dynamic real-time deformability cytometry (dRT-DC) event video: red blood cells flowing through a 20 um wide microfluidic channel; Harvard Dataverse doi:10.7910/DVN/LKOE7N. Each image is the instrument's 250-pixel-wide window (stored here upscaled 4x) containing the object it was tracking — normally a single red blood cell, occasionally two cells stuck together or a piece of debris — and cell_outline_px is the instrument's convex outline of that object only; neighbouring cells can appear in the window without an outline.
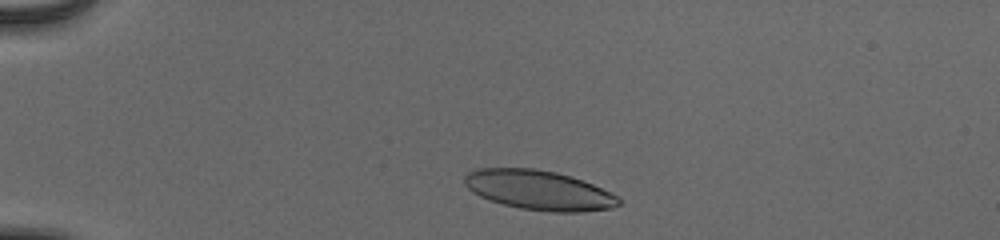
{"species": "human", "species_latin": "Homo sapiens", "temperature_condition": "cold", "stored_images_in_passage": 41, "camera_frame_rate_fps": 3000, "um_per_image_px": 0.085, "donor": {"sex": "male"}, "frame": {"image": 1, "passage_image": 4, "time_ms": 1.0, "image_size_px": [1000, 240], "cell_outline_px": [[620, 204], [612, 208], [584, 212], [552, 212], [520, 208], [504, 204], [480, 196], [472, 192], [464, 184], [464, 176], [468, 172], [476, 168], [532, 168], [556, 172], [572, 176], [592, 184], [616, 196], [620, 200]], "centroid_in_image_um": [45.78, 16.16], "position_along_channel_um": 39.2, "area_um2": 35.43}}
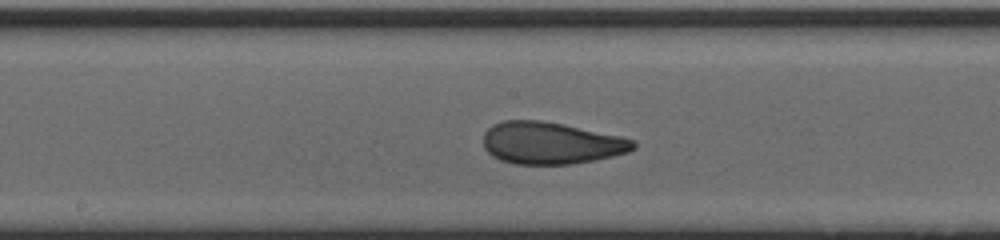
{"frame": {"image": 2, "passage_image": 21, "time_ms": 6.667, "image_size_px": [1000, 240], "cell_outline_px": [[636, 148], [628, 152], [596, 160], [572, 164], [516, 164], [500, 160], [492, 156], [484, 148], [484, 132], [492, 124], [504, 120], [540, 120], [564, 124], [620, 136], [632, 140], [636, 144]], "centroid_in_image_um": [46.81, 12.16], "position_along_channel_um": 201.4, "area_um2": 36.82}}
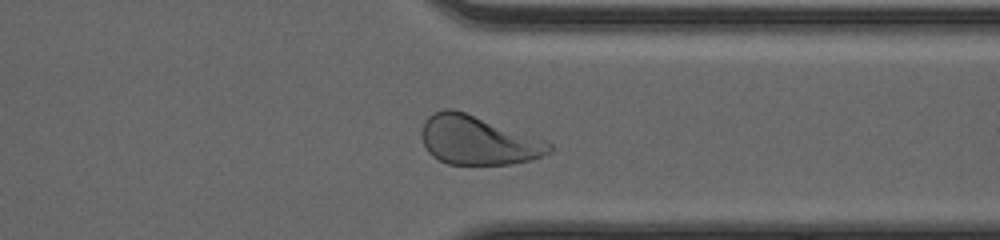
{"frame": {"image": 3, "passage_image": 34, "time_ms": 11.0, "image_size_px": [1000, 240], "cell_outline_px": [[556, 148], [552, 152], [532, 160], [512, 164], [448, 164], [432, 156], [428, 152], [420, 136], [420, 132], [424, 120], [432, 112], [444, 108], [452, 108], [548, 140]], "centroid_in_image_um": [40.65, 11.92], "position_along_channel_um": 370.7, "area_um2": 36.93}, "authors_computed_cell_mechanics": {"area_um2": 36.7608, "velocity_mm_per_s": 3.8997, "shape_relaxation_time_tau1_ms": 4.7353, "shape_relaxation_time_tau2_ms": 1.1755, "deformation_change_tau1": 0.1894, "deformation_change_tau2": 0.0621}}